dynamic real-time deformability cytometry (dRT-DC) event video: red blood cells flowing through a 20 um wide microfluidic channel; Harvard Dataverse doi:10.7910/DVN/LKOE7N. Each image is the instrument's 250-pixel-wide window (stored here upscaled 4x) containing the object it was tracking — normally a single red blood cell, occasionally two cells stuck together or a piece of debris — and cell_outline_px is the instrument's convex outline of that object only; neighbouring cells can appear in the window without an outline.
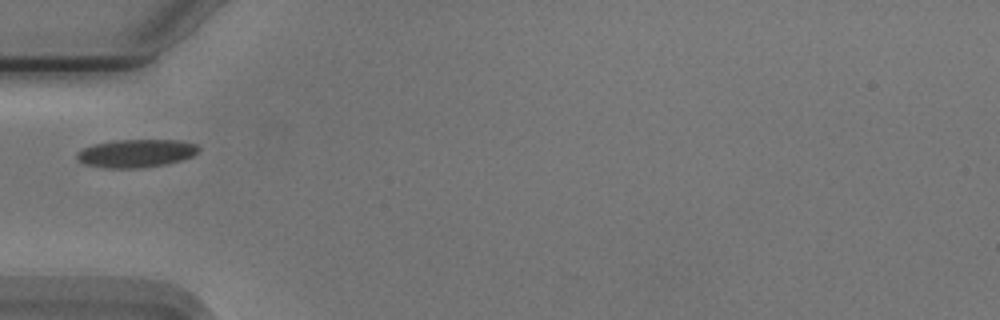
{"species": "Egyptian fruit bat (a non-hibernating species)", "species_latin": "Rousettus aegyptiacus", "temperature_condition": "cold", "stored_images_in_passage": 32, "camera_frame_rate_fps": 3000, "um_per_image_px": 0.085, "animal": {"sex": "male"}, "frame": {"image": 1, "passage_image": 1, "time_ms": 0.0, "image_size_px": [1000, 320], "cell_outline_px": [[200, 148], [192, 156], [168, 164], [144, 168], [104, 168], [84, 164], [76, 156], [84, 148], [92, 144], [116, 140], [180, 140], [196, 144]], "centroid_in_image_um": [11.59, 13.03], "position_along_channel_um": 73.4, "area_um2": 19.88}}
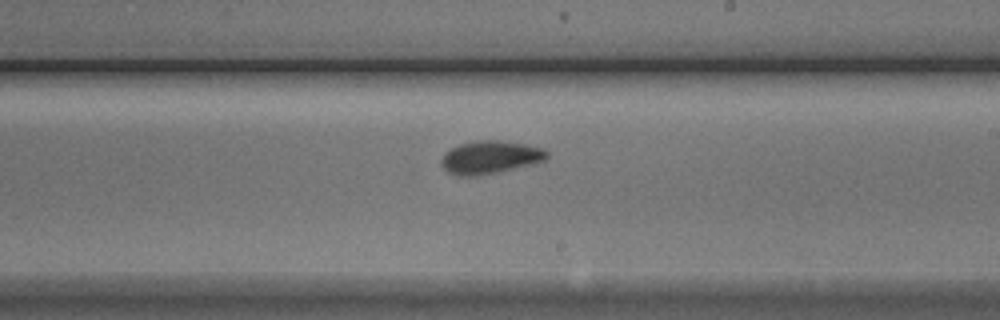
{"frame": {"image": 2, "passage_image": 15, "time_ms": 4.667, "image_size_px": [1000, 320], "cell_outline_px": [[548, 156], [544, 160], [532, 164], [496, 172], [476, 176], [456, 176], [448, 172], [440, 164], [440, 160], [444, 152], [460, 144], [476, 140], [500, 140], [524, 144], [544, 148], [548, 152]], "centroid_in_image_um": [41.63, 13.36], "position_along_channel_um": 247.4, "area_um2": 20.29}}
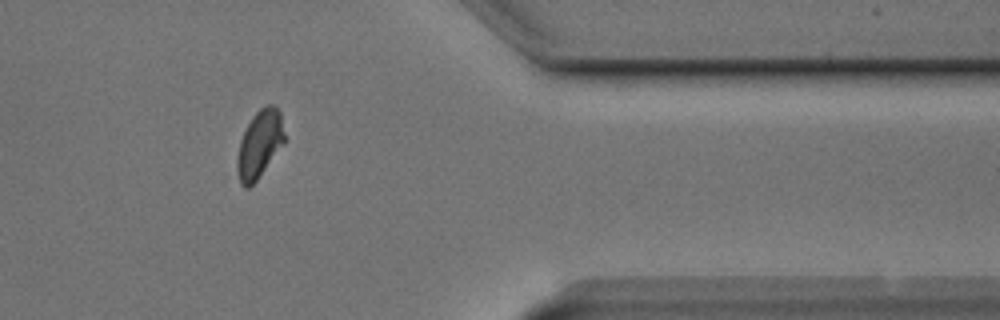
{"frame": {"image": 3, "passage_image": 28, "time_ms": 9.0, "image_size_px": [1000, 320], "cell_outline_px": [[284, 144], [256, 180], [248, 188], [244, 188], [240, 184], [236, 168], [236, 160], [240, 140], [252, 116], [260, 108], [268, 104], [272, 104], [280, 112], [284, 136]], "centroid_in_image_um": [22.04, 12.27], "position_along_channel_um": 389.4, "area_um2": 18.44}, "authors_computed_cell_mechanics": {"area_um2": 19.1607, "velocity_mm_per_s": 3.7336, "shape_relaxation_time_tau1_ms": 2.3982, "shape_relaxation_time_tau2_ms": 1.118, "deformation_change_tau1": 0.112, "deformation_change_tau2": 0.0693}}